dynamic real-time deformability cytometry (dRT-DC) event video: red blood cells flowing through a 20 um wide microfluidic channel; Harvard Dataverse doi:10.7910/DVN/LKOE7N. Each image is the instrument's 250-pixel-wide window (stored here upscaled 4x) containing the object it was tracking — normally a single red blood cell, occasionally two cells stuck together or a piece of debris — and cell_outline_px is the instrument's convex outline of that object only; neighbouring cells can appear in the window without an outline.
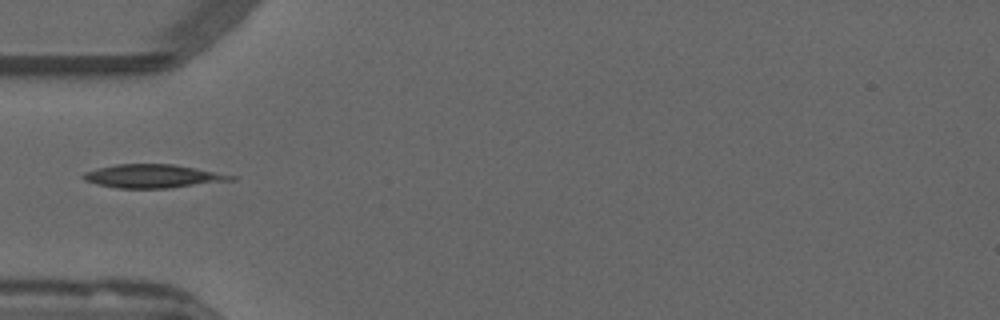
{"species": "common noctule bat (a hibernating species)", "species_latin": "Nyctalus noctula", "temperature_condition": "warm", "stored_images_in_passage": 32, "camera_frame_rate_fps": 3000, "um_per_image_px": 0.085, "animal": {"sex": "male", "forearm_length_mm": 52.5}, "frame": {"image": 1, "passage_image": 1, "time_ms": 0.0, "image_size_px": [1000, 320], "cell_outline_px": [[236, 180], [168, 188], [116, 188], [96, 184], [84, 180], [80, 176], [84, 172], [96, 168], [116, 164], [172, 164], [196, 168], [236, 176]], "centroid_in_image_um": [12.95, 14.97], "position_along_channel_um": 72.0, "area_um2": 20.23}}